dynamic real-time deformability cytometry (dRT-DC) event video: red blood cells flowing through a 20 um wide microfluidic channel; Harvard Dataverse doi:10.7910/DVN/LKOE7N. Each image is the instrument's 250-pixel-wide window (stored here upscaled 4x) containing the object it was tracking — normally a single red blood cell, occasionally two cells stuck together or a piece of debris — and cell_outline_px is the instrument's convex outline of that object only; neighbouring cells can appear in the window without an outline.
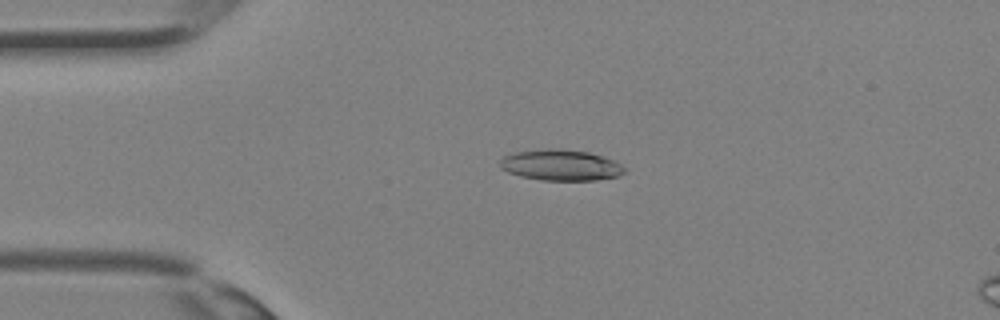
{"species": "Egyptian fruit bat (a non-hibernating species)", "species_latin": "Rousettus aegyptiacus", "temperature_condition": "room temperature", "stored_images_in_passage": 28, "camera_frame_rate_fps": 3000, "um_per_image_px": 0.085, "animal": {"sex": "female"}, "frame": {"image": 1, "passage_image": 3, "time_ms": 0.667, "image_size_px": [1000, 320], "cell_outline_px": [[628, 168], [620, 176], [596, 180], [540, 180], [520, 176], [508, 172], [500, 168], [500, 160], [504, 156], [516, 152], [548, 148], [552, 148], [588, 152], [612, 160]], "centroid_in_image_um": [47.66, 14.04], "position_along_channel_um": 37.3, "area_um2": 22.37}}
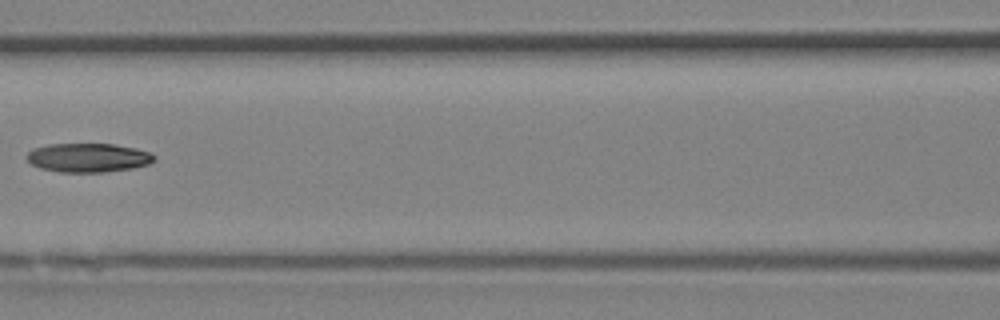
{"frame": {"image": 2, "passage_image": 11, "time_ms": 3.333, "image_size_px": [1000, 320], "cell_outline_px": [[156, 156], [148, 164], [132, 168], [104, 172], [60, 172], [40, 168], [32, 164], [24, 156], [32, 148], [48, 144], [112, 144], [136, 148], [152, 152]], "centroid_in_image_um": [7.47, 13.39], "position_along_channel_um": 159.1, "area_um2": 21.56}}
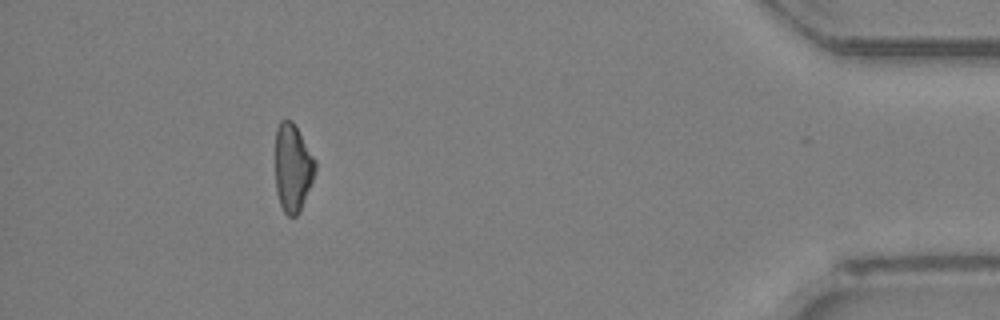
{"frame": {"image": 3, "passage_image": 27, "time_ms": 8.667, "image_size_px": [1000, 320], "cell_outline_px": [[316, 172], [300, 212], [296, 216], [288, 216], [284, 212], [280, 204], [276, 192], [276, 128], [280, 120], [292, 120], [316, 160]], "centroid_in_image_um": [24.89, 14.27], "position_along_channel_um": 410.3, "area_um2": 20.52}}